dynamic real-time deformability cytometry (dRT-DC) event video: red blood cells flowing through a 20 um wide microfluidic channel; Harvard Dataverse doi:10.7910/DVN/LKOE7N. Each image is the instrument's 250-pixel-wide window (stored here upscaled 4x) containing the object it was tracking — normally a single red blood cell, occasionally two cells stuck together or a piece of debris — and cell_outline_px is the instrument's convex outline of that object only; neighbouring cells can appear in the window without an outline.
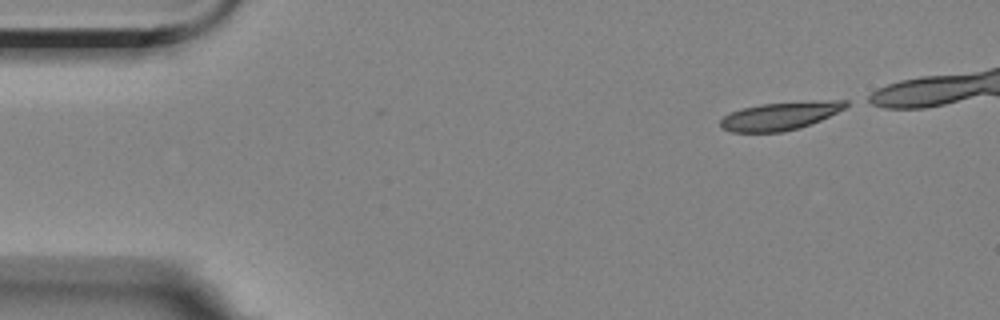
{"species": "Egyptian fruit bat (a non-hibernating species)", "species_latin": "Rousettus aegyptiacus", "temperature_condition": "room temperature", "stored_images_in_passage": 3, "camera_frame_rate_fps": 3000, "um_per_image_px": 0.085, "animal": {"sex": "female"}, "frame": {"image": 1, "passage_image": 1, "time_ms": 0.0, "image_size_px": [1000, 320], "cell_outline_px": [[848, 104], [844, 108], [812, 124], [800, 128], [784, 132], [732, 132], [720, 128], [720, 120], [724, 116], [732, 112], [744, 108], [760, 104], [832, 100], [848, 100]], "centroid_in_image_um": [66.3, 9.87], "position_along_channel_um": 18.7, "area_um2": 20.29}}